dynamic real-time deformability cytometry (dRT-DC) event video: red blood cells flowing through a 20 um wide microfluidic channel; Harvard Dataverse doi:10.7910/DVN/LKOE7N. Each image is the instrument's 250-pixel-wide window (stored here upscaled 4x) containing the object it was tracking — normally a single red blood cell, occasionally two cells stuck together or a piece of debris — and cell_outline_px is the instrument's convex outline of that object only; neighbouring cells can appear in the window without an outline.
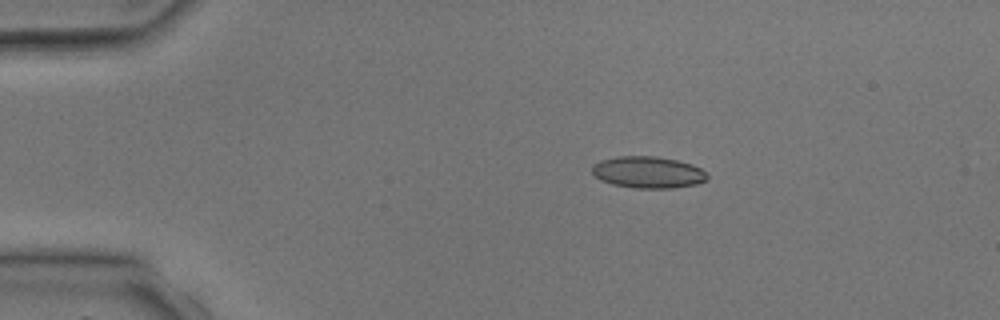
{"species": "common noctule bat (a hibernating species)", "species_latin": "Nyctalus noctula", "temperature_condition": "room temperature", "stored_images_in_passage": 3, "camera_frame_rate_fps": 3000, "um_per_image_px": 0.085, "animal": {"sex": "male", "body_mass_g": 17.9, "forearm_length_mm": 54.2}, "frame": {"image": 1, "passage_image": 2, "time_ms": 1.333, "image_size_px": [1000, 320], "cell_outline_px": [[708, 180], [696, 184], [672, 188], [636, 188], [612, 184], [600, 180], [592, 172], [592, 168], [600, 160], [616, 156], [656, 156], [676, 160], [692, 164], [700, 168], [708, 176]], "centroid_in_image_um": [55.09, 14.64], "position_along_channel_um": 29.9, "area_um2": 21.21}}